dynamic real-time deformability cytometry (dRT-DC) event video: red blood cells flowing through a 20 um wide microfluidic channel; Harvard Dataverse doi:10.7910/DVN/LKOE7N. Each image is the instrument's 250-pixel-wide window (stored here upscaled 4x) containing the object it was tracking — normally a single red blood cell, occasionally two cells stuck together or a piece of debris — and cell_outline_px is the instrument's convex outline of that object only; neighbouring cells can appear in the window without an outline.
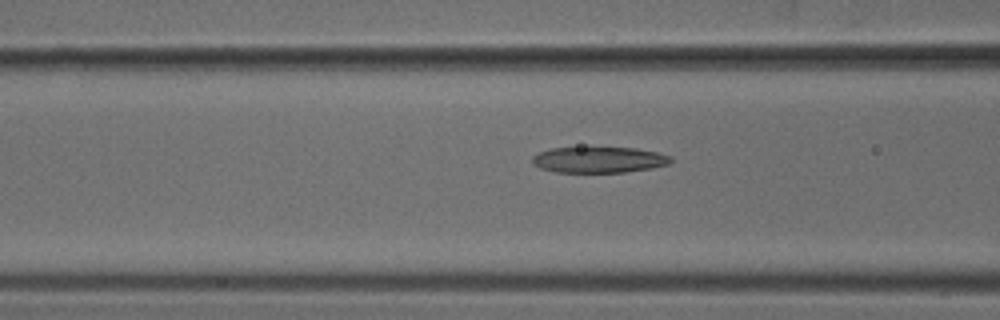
{"species": "common noctule bat (a hibernating species)", "species_latin": "Nyctalus noctula", "temperature_condition": "cold", "stored_images_in_passage": 15, "camera_frame_rate_fps": 3000, "um_per_image_px": 0.085, "animal": {"sex": "male", "body_mass_g": 18.8}, "frame": {"image": 1, "passage_image": 13, "time_ms": 4.0, "image_size_px": [1000, 320], "cell_outline_px": [[672, 160], [668, 164], [652, 168], [624, 172], [556, 172], [540, 168], [532, 164], [532, 156], [540, 152], [552, 148], [636, 148], [656, 152], [672, 156]], "centroid_in_image_um": [50.9, 13.58], "position_along_channel_um": 115.7, "area_um2": 20.81}}